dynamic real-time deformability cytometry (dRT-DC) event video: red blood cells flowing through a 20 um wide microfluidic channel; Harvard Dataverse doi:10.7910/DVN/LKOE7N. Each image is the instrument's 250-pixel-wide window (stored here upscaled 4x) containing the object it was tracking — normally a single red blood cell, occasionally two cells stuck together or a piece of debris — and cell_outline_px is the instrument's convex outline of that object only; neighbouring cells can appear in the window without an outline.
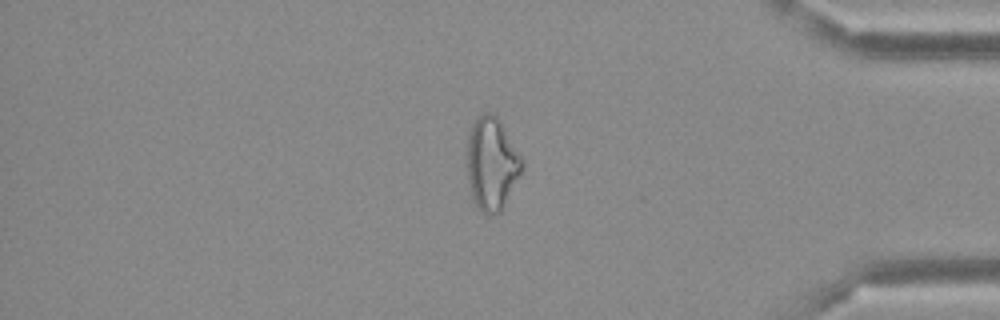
{"species": "Egyptian fruit bat (a non-hibernating species)", "species_latin": "Rousettus aegyptiacus", "temperature_condition": "cold", "stored_images_in_passage": 46, "camera_frame_rate_fps": 3000, "um_per_image_px": 0.085, "frame": {"image": 1, "passage_image": 40, "time_ms": 13.0, "image_size_px": [1000, 320], "cell_outline_px": [[524, 164], [504, 208], [500, 212], [492, 216], [488, 216], [480, 212], [472, 196], [468, 180], [468, 132], [472, 124], [484, 112], [492, 112], [496, 116], [504, 128], [520, 156]], "centroid_in_image_um": [41.79, 13.96], "position_along_channel_um": 393.4, "area_um2": 29.36}}